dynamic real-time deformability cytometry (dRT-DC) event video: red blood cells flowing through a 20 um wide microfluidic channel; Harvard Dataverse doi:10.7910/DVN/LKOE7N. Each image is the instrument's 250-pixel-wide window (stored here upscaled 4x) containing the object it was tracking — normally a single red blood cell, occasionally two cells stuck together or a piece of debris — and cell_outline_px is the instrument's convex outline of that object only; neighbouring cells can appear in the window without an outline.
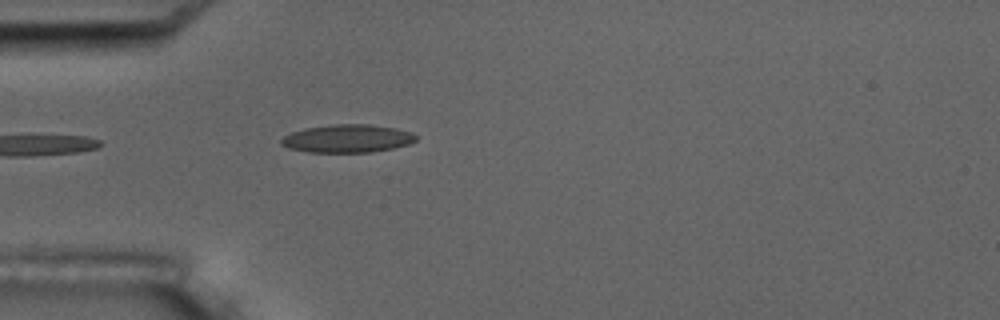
{"species": "common noctule bat (a hibernating species)", "species_latin": "Nyctalus noctula", "temperature_condition": "room temperature", "stored_images_in_passage": 2, "camera_frame_rate_fps": 3000, "um_per_image_px": 0.085, "animal": {"sex": "male", "body_mass_g": 17.5, "forearm_length_mm": 52.3}, "frame": {"image": 1, "passage_image": 2, "time_ms": 1.333, "image_size_px": [1000, 320], "cell_outline_px": [[416, 140], [408, 144], [392, 148], [372, 152], [308, 152], [288, 148], [280, 144], [280, 140], [284, 136], [292, 132], [304, 128], [332, 124], [368, 124], [396, 128], [408, 132], [416, 136]], "centroid_in_image_um": [29.48, 11.77], "position_along_channel_um": 55.5, "area_um2": 21.91}}